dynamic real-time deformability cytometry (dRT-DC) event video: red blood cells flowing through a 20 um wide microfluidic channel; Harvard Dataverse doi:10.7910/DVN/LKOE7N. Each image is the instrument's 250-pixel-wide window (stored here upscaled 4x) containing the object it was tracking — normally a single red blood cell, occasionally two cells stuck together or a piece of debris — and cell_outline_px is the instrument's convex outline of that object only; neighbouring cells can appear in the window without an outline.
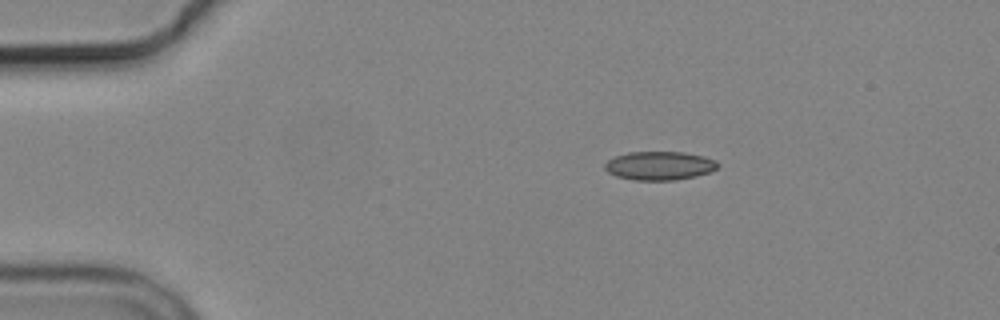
{"species": "common noctule bat (a hibernating species)", "species_latin": "Nyctalus noctula", "temperature_condition": "cold", "stored_images_in_passage": 3, "segment_of_instrument_passage": [2, 2], "camera_frame_rate_fps": 3000, "um_per_image_px": 0.085, "animal": {"sex": "male", "body_mass_g": 19.2, "forearm_length_mm": 51.8}, "frame": {"image": 1, "passage_image": 3, "time_ms": 5.0, "image_size_px": [1000, 320], "cell_outline_px": [[720, 164], [716, 168], [708, 172], [696, 176], [676, 180], [632, 180], [616, 176], [608, 172], [604, 168], [604, 164], [608, 160], [616, 156], [628, 152], [684, 152], [704, 156], [716, 160]], "centroid_in_image_um": [56.05, 14.08], "position_along_channel_um": 28.9, "area_um2": 18.9}}